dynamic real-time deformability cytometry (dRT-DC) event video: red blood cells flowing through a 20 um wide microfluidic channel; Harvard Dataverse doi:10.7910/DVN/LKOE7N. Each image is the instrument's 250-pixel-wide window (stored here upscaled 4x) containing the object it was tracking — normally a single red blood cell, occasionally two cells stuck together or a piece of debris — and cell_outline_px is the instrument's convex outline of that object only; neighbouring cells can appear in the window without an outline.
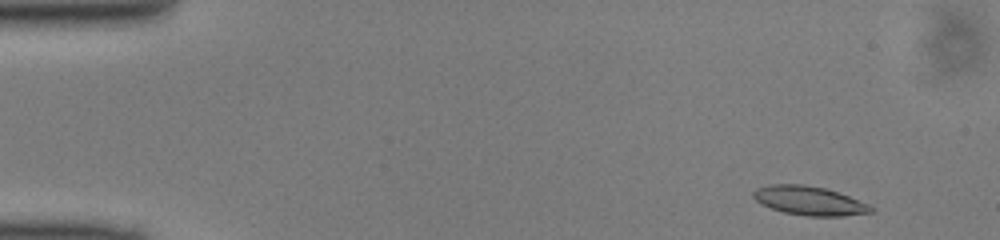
{"species": "common noctule bat (a hibernating species)", "species_latin": "Nyctalus noctula", "temperature_condition": "cold", "stored_images_in_passage": 47, "camera_frame_rate_fps": 3000, "um_per_image_px": 0.085, "animal": {"sex": "male", "body_mass_g": 13.0, "forearm_length_mm": 53.1}, "frame": {"image": 1, "passage_image": 2, "time_ms": 0.333, "image_size_px": [1000, 240], "cell_outline_px": [[876, 208], [872, 212], [840, 216], [808, 216], [784, 212], [760, 204], [752, 196], [752, 192], [756, 188], [768, 184], [804, 184], [824, 188], [840, 192], [868, 204]], "centroid_in_image_um": [68.78, 17.05], "position_along_channel_um": 16.2, "area_um2": 19.94}}
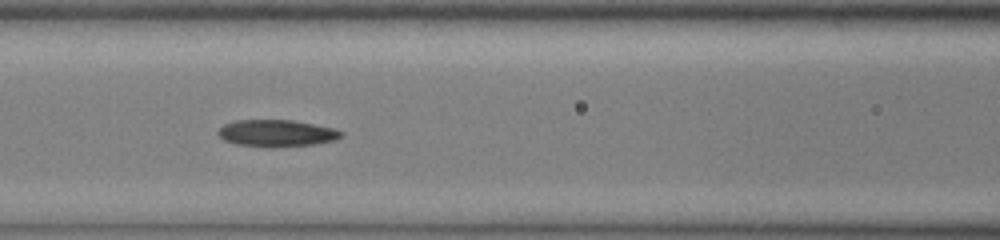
{"frame": {"image": 2, "passage_image": 19, "time_ms": 6.0, "image_size_px": [1000, 240], "cell_outline_px": [[344, 136], [336, 140], [312, 144], [272, 148], [264, 148], [236, 144], [224, 140], [216, 132], [224, 124], [236, 120], [292, 120], [336, 128], [344, 132]], "centroid_in_image_um": [23.54, 11.33], "position_along_channel_um": 143.1, "area_um2": 19.59}}
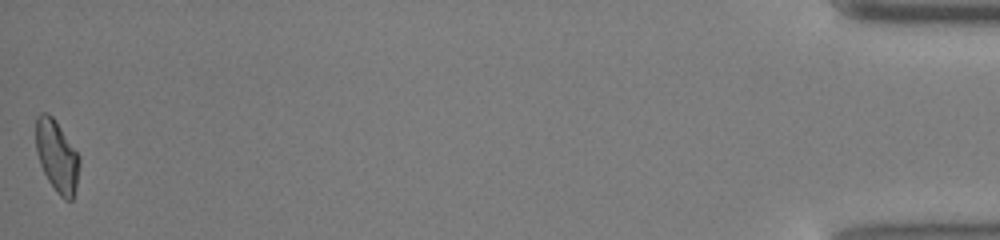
{"frame": {"image": 3, "passage_image": 47, "time_ms": 15.333, "image_size_px": [1000, 240], "cell_outline_px": [[80, 164], [76, 184], [72, 200], [64, 200], [56, 192], [48, 180], [40, 164], [36, 152], [36, 116], [40, 112], [48, 112], [52, 116], [80, 156]], "centroid_in_image_um": [4.83, 13.26], "position_along_channel_um": 430.4, "area_um2": 18.15}}